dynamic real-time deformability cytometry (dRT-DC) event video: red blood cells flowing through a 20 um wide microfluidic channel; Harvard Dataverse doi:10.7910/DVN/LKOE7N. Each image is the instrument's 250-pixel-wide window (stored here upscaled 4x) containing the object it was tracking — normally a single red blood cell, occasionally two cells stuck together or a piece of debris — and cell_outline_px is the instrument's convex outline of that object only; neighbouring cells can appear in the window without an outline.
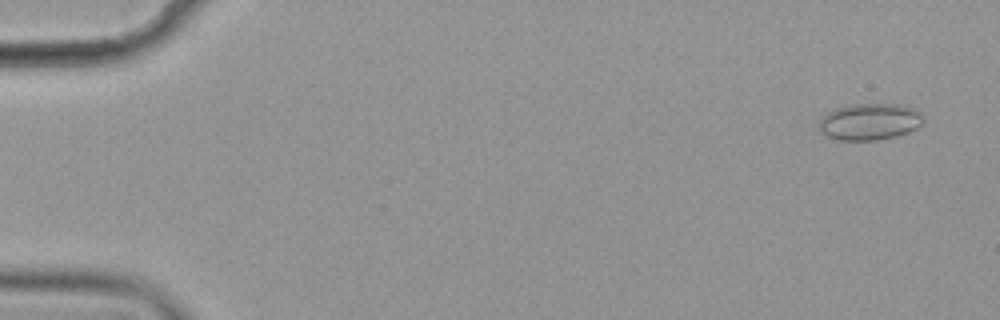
{"species": "common noctule bat (a hibernating species)", "species_latin": "Nyctalus noctula", "temperature_condition": "cold", "stored_images_in_passage": 55, "camera_frame_rate_fps": 3000, "um_per_image_px": 0.085, "animal": {"sex": "female", "body_mass_g": 19.9}, "frame": {"image": 1, "passage_image": 1, "time_ms": 0.0, "image_size_px": [1000, 320], "cell_outline_px": [[924, 124], [908, 132], [896, 136], [880, 140], [840, 140], [828, 136], [816, 124], [820, 116], [836, 108], [848, 104], [900, 104], [916, 108], [924, 116]], "centroid_in_image_um": [73.95, 10.33], "position_along_channel_um": 11.1, "area_um2": 22.66}}
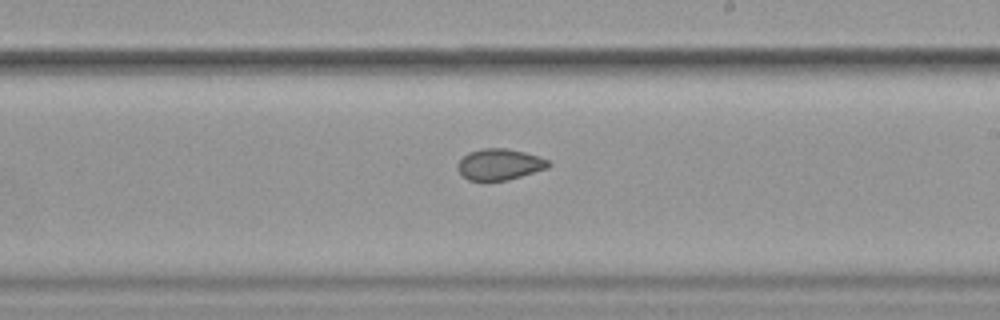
{"frame": {"image": 2, "passage_image": 32, "time_ms": 10.333, "image_size_px": [1000, 320], "cell_outline_px": [[552, 164], [548, 168], [508, 180], [468, 180], [456, 168], [456, 164], [468, 152], [484, 148], [504, 148], [524, 152], [548, 160]], "centroid_in_image_um": [42.46, 13.97], "position_along_channel_um": 246.5, "area_um2": 16.36}}
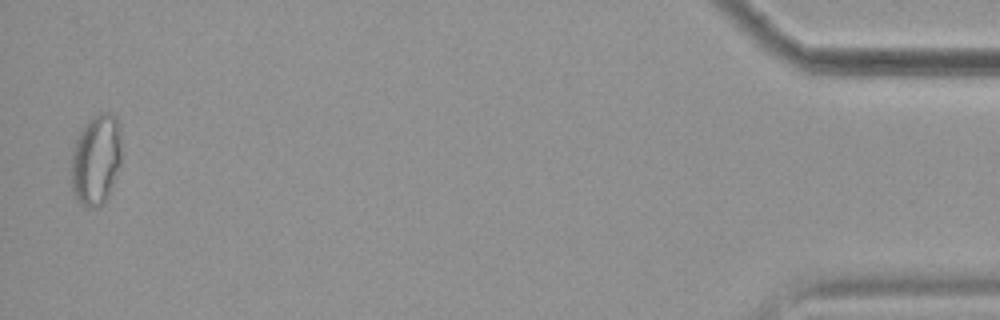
{"frame": {"image": 3, "passage_image": 54, "time_ms": 17.667, "image_size_px": [1000, 320], "cell_outline_px": [[120, 164], [108, 196], [100, 208], [88, 208], [80, 204], [72, 192], [72, 152], [76, 140], [80, 132], [88, 120], [92, 116], [100, 112], [108, 112], [116, 116], [120, 124]], "centroid_in_image_um": [8.17, 13.58], "position_along_channel_um": 427.0, "area_um2": 26.7}, "authors_computed_cell_mechanics": {"area_um2": 18.6694, "velocity_mm_per_s": 3.5732, "shape_relaxation_time_tau1_ms": null, "shape_relaxation_time_tau2_ms": 1.9627, "deformation_change_tau1": null, "deformation_change_tau2": 0.0559}}